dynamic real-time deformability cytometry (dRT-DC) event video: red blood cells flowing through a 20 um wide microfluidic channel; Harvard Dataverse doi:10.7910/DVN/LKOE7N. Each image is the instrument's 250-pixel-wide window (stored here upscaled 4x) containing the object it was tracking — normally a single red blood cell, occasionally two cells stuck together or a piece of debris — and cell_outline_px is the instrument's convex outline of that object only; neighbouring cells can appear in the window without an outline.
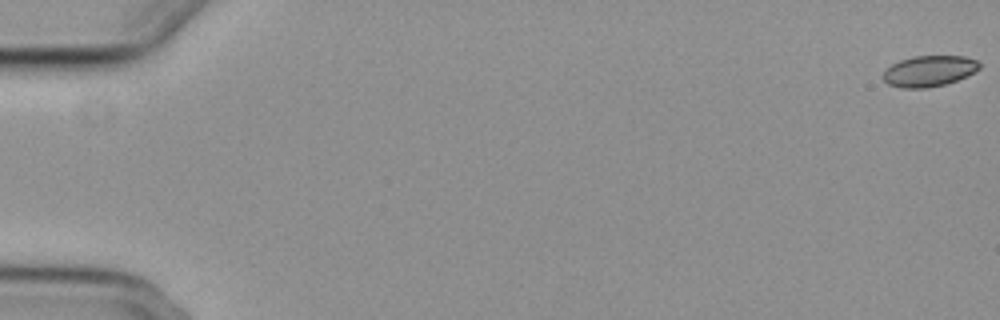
{"species": "common noctule bat (a hibernating species)", "species_latin": "Nyctalus noctula", "temperature_condition": "cold", "stored_images_in_passage": 17, "camera_frame_rate_fps": 3000, "um_per_image_px": 0.085, "animal": {"sex": "female", "body_mass_g": 29.2, "forearm_length_mm": 56.3}, "frame": {"image": 1, "passage_image": 1, "time_ms": 0.0, "image_size_px": [1000, 320], "cell_outline_px": [[980, 68], [968, 76], [944, 84], [928, 88], [900, 88], [888, 84], [880, 76], [884, 68], [900, 60], [912, 56], [964, 56], [976, 60], [980, 64]], "centroid_in_image_um": [78.92, 6.04], "position_along_channel_um": 6.1, "area_um2": 17.57}}
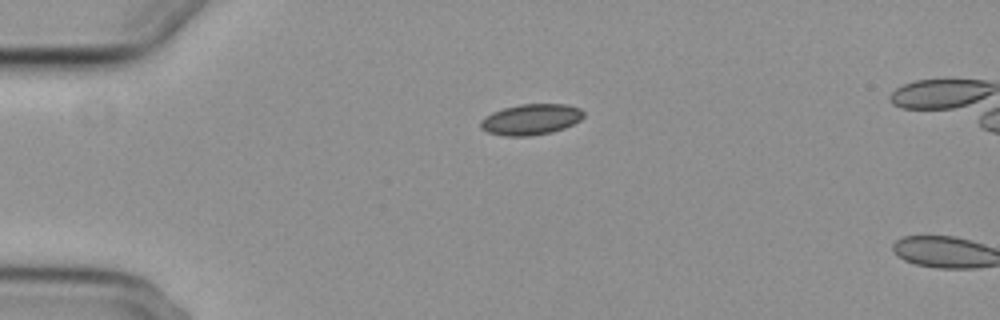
{"frame": {"image": 2, "passage_image": 15, "time_ms": 4.667, "image_size_px": [1000, 320], "cell_outline_px": [[584, 116], [580, 120], [564, 128], [552, 132], [532, 136], [504, 136], [488, 132], [480, 128], [480, 120], [484, 116], [492, 112], [504, 108], [520, 104], [568, 104], [580, 108], [584, 112]], "centroid_in_image_um": [45.12, 10.15], "position_along_channel_um": 39.9, "area_um2": 18.67}}